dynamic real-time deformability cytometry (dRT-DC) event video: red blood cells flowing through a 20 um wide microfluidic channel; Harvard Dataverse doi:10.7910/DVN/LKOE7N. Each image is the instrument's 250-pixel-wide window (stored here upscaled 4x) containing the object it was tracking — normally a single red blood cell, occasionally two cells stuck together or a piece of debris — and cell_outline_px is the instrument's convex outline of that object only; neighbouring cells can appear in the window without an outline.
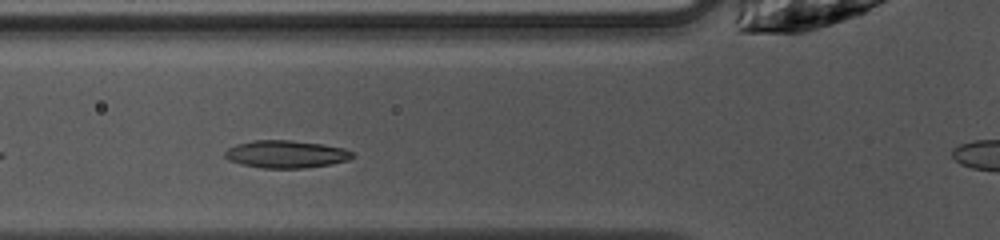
{"species": "common noctule bat (a hibernating species)", "species_latin": "Nyctalus noctula", "temperature_condition": "warm", "stored_images_in_passage": 27, "camera_frame_rate_fps": 3000, "um_per_image_px": 0.085, "animal": {"sex": "female", "body_mass_g": 10.0, "forearm_length_mm": 53.1}, "frame": {"image": 1, "passage_image": 4, "time_ms": 1.0, "image_size_px": [1000, 240], "cell_outline_px": [[356, 156], [348, 160], [332, 164], [300, 168], [264, 168], [240, 164], [228, 160], [224, 156], [224, 152], [228, 148], [236, 144], [252, 140], [288, 140], [324, 144], [344, 148], [352, 152]], "centroid_in_image_um": [24.31, 13.1], "position_along_channel_um": 101.5, "area_um2": 20.58}}
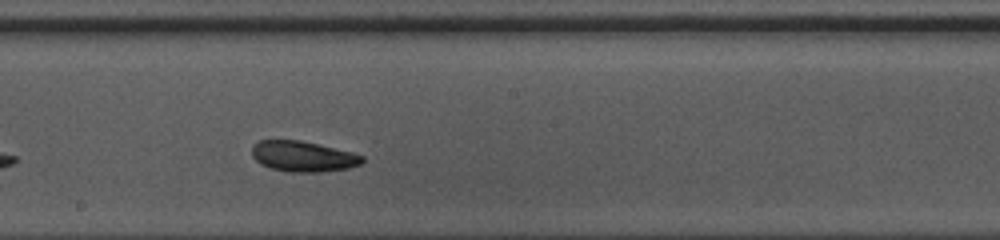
{"frame": {"image": 2, "passage_image": 13, "time_ms": 4.0, "image_size_px": [1000, 240], "cell_outline_px": [[364, 160], [360, 164], [348, 168], [324, 172], [288, 172], [272, 168], [260, 164], [252, 156], [252, 144], [260, 140], [300, 140], [352, 152], [364, 156]], "centroid_in_image_um": [25.75, 13.29], "position_along_channel_um": 222.5, "area_um2": 19.71}}
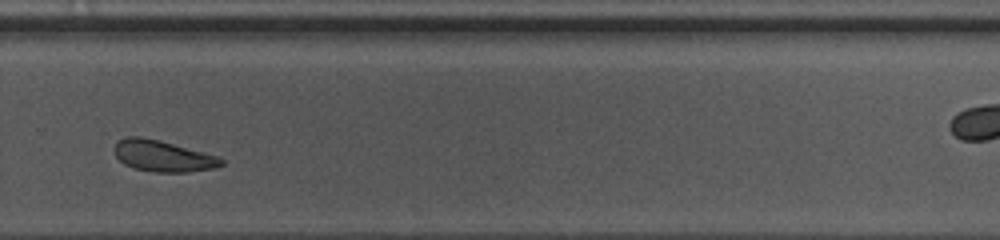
{"frame": {"image": 3, "passage_image": 20, "time_ms": 6.333, "image_size_px": [1000, 240], "cell_outline_px": [[224, 164], [216, 168], [188, 172], [152, 172], [132, 168], [124, 164], [116, 156], [112, 148], [124, 136], [140, 136], [160, 140], [216, 156], [224, 160]], "centroid_in_image_um": [13.81, 13.27], "position_along_channel_um": 316.0, "area_um2": 19.54}}